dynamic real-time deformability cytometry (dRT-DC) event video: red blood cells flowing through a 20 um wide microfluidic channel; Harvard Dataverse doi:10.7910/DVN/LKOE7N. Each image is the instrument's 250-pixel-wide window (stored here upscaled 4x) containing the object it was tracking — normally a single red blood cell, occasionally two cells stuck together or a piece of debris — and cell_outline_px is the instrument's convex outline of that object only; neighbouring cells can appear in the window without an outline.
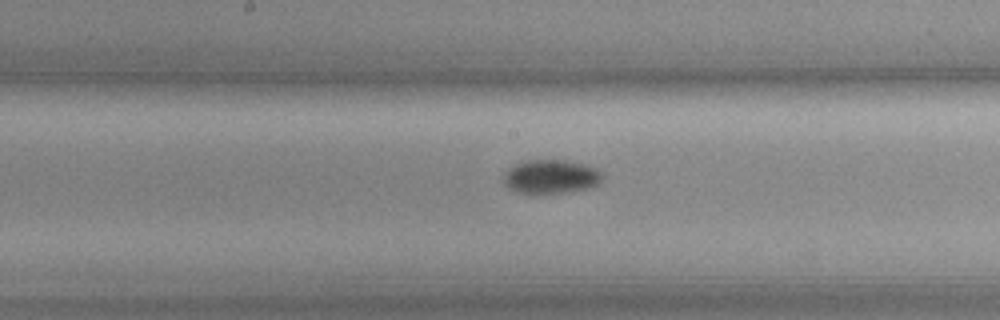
{"species": "common noctule bat (a hibernating species)", "species_latin": "Nyctalus noctula", "temperature_condition": "cold", "stored_images_in_passage": 41, "camera_frame_rate_fps": 3000, "um_per_image_px": 0.085, "animal": {"sex": "female", "body_mass_g": 19.3, "forearm_length_mm": 54.1}, "frame": {"image": 1, "passage_image": 18, "time_ms": 5.667, "image_size_px": [1000, 320], "cell_outline_px": [[604, 176], [596, 184], [588, 188], [568, 192], [528, 196], [516, 192], [508, 188], [504, 184], [504, 176], [516, 164], [524, 160], [564, 160], [584, 164], [596, 168]], "centroid_in_image_um": [46.8, 15.05], "position_along_channel_um": 201.4, "area_um2": 19.77}}
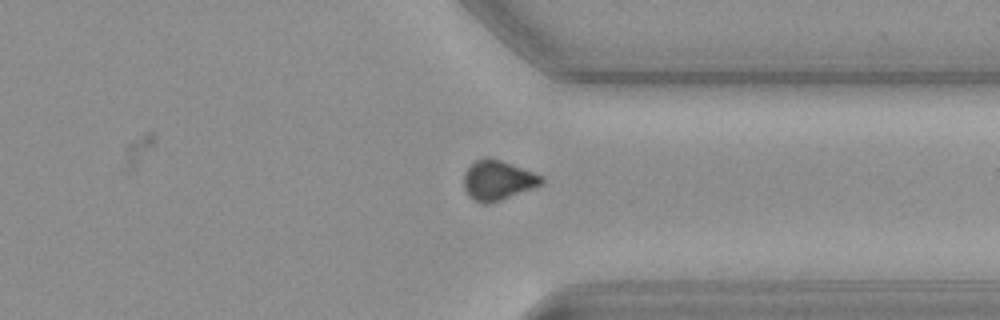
{"frame": {"image": 2, "passage_image": 32, "time_ms": 10.333, "image_size_px": [1000, 320], "cell_outline_px": [[544, 184], [500, 200], [488, 204], [480, 204], [472, 200], [468, 196], [464, 188], [464, 172], [476, 160], [484, 156], [488, 156], [500, 160], [544, 176]], "centroid_in_image_um": [42.3, 15.33], "position_along_channel_um": 369.1, "area_um2": 18.15}}
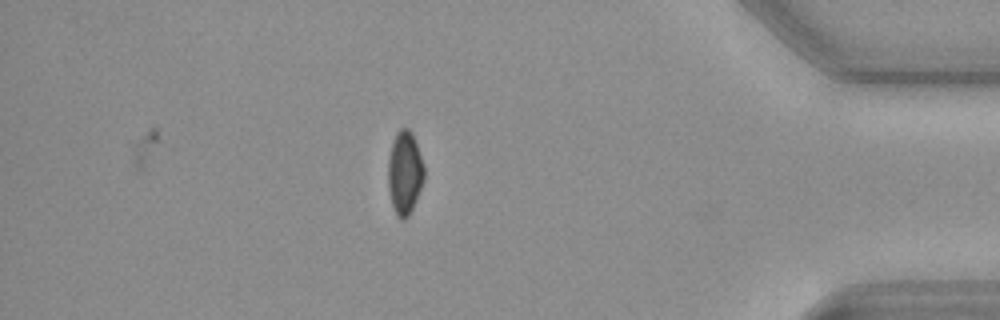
{"frame": {"image": 3, "passage_image": 38, "time_ms": 12.333, "image_size_px": [1000, 320], "cell_outline_px": [[424, 180], [416, 200], [408, 216], [404, 220], [400, 220], [396, 216], [392, 204], [388, 188], [388, 160], [392, 144], [396, 132], [400, 128], [408, 128], [412, 132], [424, 168]], "centroid_in_image_um": [34.39, 14.7], "position_along_channel_um": 400.8, "area_um2": 17.4}, "authors_computed_cell_mechanics": {"area_um2": 18.7272, "velocity_mm_per_s": 3.6255, "shape_relaxation_time_tau1_ms": 5.8277, "shape_relaxation_time_tau2_ms": null, "deformation_change_tau1": 0.069, "deformation_change_tau2": null}}